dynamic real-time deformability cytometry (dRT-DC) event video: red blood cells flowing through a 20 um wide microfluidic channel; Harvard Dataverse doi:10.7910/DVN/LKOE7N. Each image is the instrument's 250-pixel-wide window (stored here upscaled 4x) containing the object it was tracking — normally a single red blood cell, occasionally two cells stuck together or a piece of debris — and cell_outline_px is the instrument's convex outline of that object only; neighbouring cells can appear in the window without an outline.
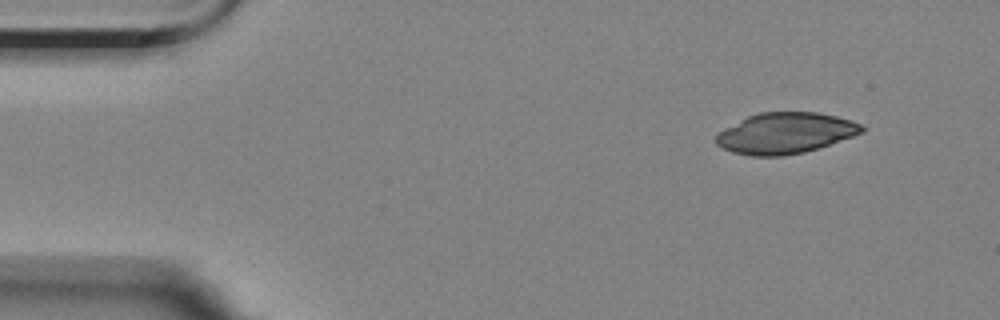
{"species": "Egyptian fruit bat (a non-hibernating species)", "species_latin": "Rousettus aegyptiacus", "temperature_condition": "room temperature", "stored_images_in_passage": 4, "camera_frame_rate_fps": 3000, "um_per_image_px": 0.085, "animal": {"sex": "female"}, "frame": {"image": 1, "passage_image": 1, "time_ms": 0.0, "image_size_px": [1000, 320], "cell_outline_px": [[868, 128], [864, 132], [804, 152], [784, 156], [752, 156], [732, 152], [716, 144], [716, 136], [724, 128], [748, 116], [760, 112], [816, 112], [836, 116], [852, 120]], "centroid_in_image_um": [66.76, 11.31], "position_along_channel_um": 18.2, "area_um2": 34.56}}